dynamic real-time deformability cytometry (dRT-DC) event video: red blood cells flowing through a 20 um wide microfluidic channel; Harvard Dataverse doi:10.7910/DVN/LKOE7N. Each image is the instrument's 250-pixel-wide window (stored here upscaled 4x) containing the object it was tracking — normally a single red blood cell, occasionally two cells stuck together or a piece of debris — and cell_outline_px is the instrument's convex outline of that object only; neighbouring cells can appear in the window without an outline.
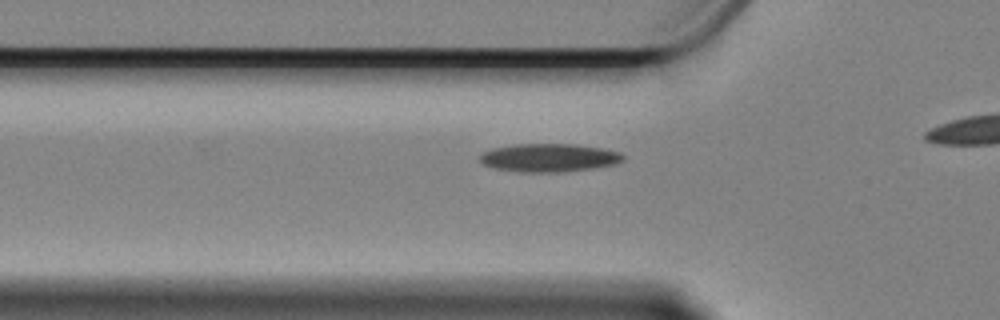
{"species": "Egyptian fruit bat (a non-hibernating species)", "species_latin": "Rousettus aegyptiacus", "temperature_condition": "cold", "stored_images_in_passage": 7, "camera_frame_rate_fps": 3000, "um_per_image_px": 0.085, "animal": {"sex": "female"}, "frame": {"image": 1, "passage_image": 5, "time_ms": 1.333, "image_size_px": [1000, 320], "cell_outline_px": [[624, 160], [616, 164], [592, 168], [556, 172], [524, 172], [496, 168], [484, 164], [480, 160], [480, 152], [492, 148], [516, 144], [576, 144], [600, 148], [620, 152], [624, 156]], "centroid_in_image_um": [46.66, 13.39], "position_along_channel_um": 79.1, "area_um2": 23.41}}